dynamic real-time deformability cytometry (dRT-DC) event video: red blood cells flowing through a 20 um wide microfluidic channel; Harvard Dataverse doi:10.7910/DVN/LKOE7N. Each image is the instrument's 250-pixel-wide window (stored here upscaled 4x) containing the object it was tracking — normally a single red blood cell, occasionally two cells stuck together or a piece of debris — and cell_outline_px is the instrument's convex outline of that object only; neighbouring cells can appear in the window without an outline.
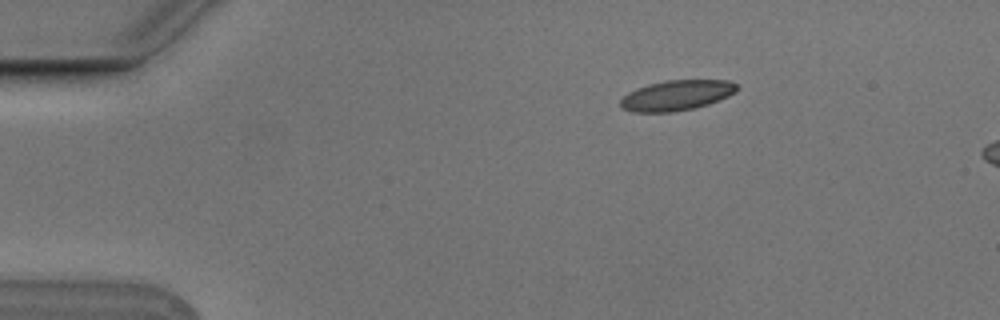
{"species": "Egyptian fruit bat (a non-hibernating species)", "species_latin": "Rousettus aegyptiacus", "temperature_condition": "cold", "stored_images_in_passage": 5, "camera_frame_rate_fps": 3000, "um_per_image_px": 0.085, "animal": {"sex": "male"}, "frame": {"image": 1, "passage_image": 3, "time_ms": 0.667, "image_size_px": [1000, 320], "cell_outline_px": [[736, 92], [728, 96], [708, 104], [696, 108], [672, 112], [632, 112], [620, 108], [620, 100], [628, 92], [636, 88], [648, 84], [668, 80], [728, 80], [736, 84]], "centroid_in_image_um": [57.47, 8.11], "position_along_channel_um": 27.5, "area_um2": 20.58}}